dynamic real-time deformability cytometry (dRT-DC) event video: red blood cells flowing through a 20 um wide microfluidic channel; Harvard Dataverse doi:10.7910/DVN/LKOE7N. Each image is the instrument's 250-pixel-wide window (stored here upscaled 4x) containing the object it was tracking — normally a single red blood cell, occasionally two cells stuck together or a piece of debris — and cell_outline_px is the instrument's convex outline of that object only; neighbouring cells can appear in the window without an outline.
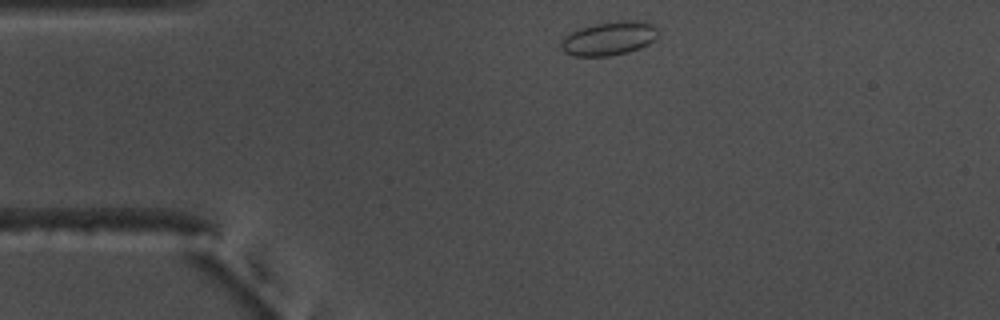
{"species": "common noctule bat (a hibernating species)", "species_latin": "Nyctalus noctula", "temperature_condition": "warm", "stored_images_in_passage": 45, "camera_frame_rate_fps": 3000, "um_per_image_px": 0.085, "animal": {"sex": "male", "body_mass_g": 17.5, "forearm_length_mm": 52.3}, "frame": {"image": 1, "passage_image": 1, "time_ms": 0.0, "image_size_px": [1000, 320], "cell_outline_px": [[660, 36], [648, 44], [640, 48], [628, 52], [608, 56], [572, 56], [564, 52], [560, 48], [560, 40], [564, 36], [580, 28], [596, 24], [624, 20], [636, 20], [652, 24], [660, 32]], "centroid_in_image_um": [51.77, 3.27], "position_along_channel_um": 33.2, "area_um2": 19.25}}
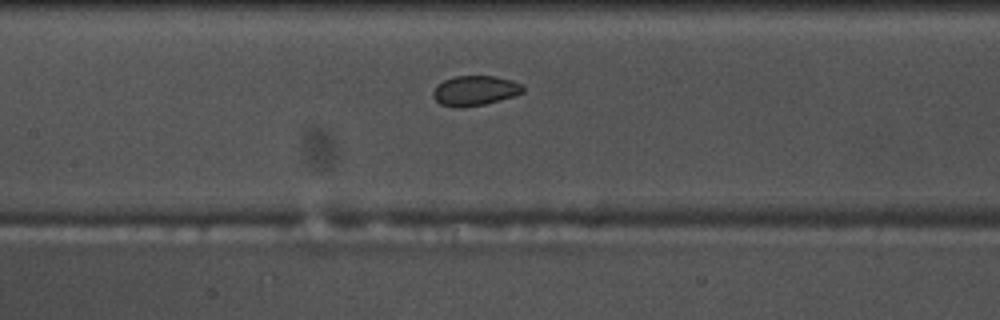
{"frame": {"image": 2, "passage_image": 15, "time_ms": 4.667, "image_size_px": [1000, 320], "cell_outline_px": [[524, 92], [500, 100], [484, 104], [464, 108], [456, 108], [440, 104], [432, 96], [432, 92], [436, 84], [452, 76], [496, 76], [512, 80], [520, 84], [524, 88]], "centroid_in_image_um": [40.33, 7.7], "position_along_channel_um": 167.1, "area_um2": 15.84}}
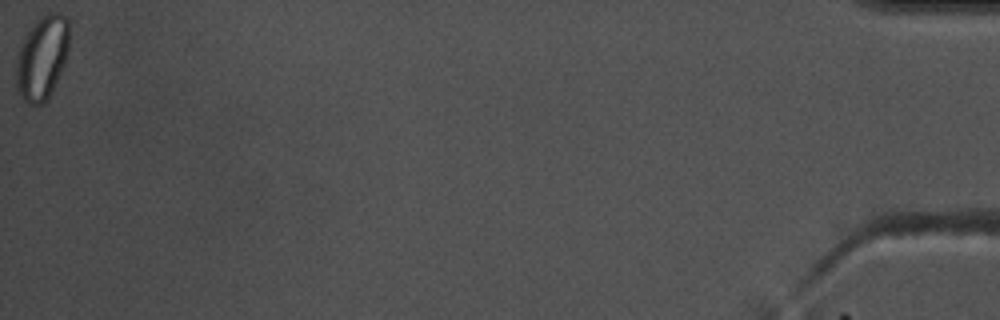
{"frame": {"image": 3, "passage_image": 45, "time_ms": 14.667, "image_size_px": [1000, 320], "cell_outline_px": [[68, 52], [64, 64], [44, 104], [36, 108], [28, 104], [24, 100], [16, 84], [16, 52], [24, 36], [36, 20], [48, 12], [60, 12], [68, 20]], "centroid_in_image_um": [3.55, 4.89], "position_along_channel_um": 431.7, "area_um2": 26.01}, "authors_computed_cell_mechanics": {"area_um2": 16.5308, "velocity_mm_per_s": 3.6896, "shape_relaxation_time_tau1_ms": 8.1528, "shape_relaxation_time_tau2_ms": 1.1738, "deformation_change_tau1": 0.0808, "deformation_change_tau2": 0.027}}